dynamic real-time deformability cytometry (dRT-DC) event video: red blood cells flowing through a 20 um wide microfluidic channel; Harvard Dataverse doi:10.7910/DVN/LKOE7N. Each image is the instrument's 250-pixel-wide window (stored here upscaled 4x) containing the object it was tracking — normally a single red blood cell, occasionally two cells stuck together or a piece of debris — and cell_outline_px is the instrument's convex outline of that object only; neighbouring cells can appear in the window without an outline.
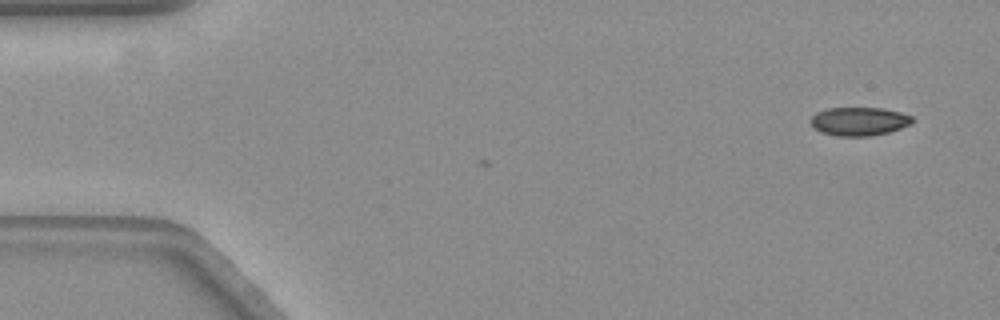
{"species": "common noctule bat (a hibernating species)", "species_latin": "Nyctalus noctula", "temperature_condition": "warm", "stored_images_in_passage": 2, "camera_frame_rate_fps": 3000, "um_per_image_px": 0.085, "animal": {"sex": "female", "body_mass_g": 19.3, "forearm_length_mm": 54.1}, "frame": {"image": 1, "passage_image": 2, "time_ms": 0.333, "image_size_px": [1000, 320], "cell_outline_px": [[912, 124], [888, 132], [868, 136], [840, 136], [824, 132], [816, 128], [812, 124], [812, 116], [816, 112], [828, 108], [884, 108], [900, 112], [912, 116]], "centroid_in_image_um": [73.06, 10.3], "position_along_channel_um": 11.9, "area_um2": 16.59}}